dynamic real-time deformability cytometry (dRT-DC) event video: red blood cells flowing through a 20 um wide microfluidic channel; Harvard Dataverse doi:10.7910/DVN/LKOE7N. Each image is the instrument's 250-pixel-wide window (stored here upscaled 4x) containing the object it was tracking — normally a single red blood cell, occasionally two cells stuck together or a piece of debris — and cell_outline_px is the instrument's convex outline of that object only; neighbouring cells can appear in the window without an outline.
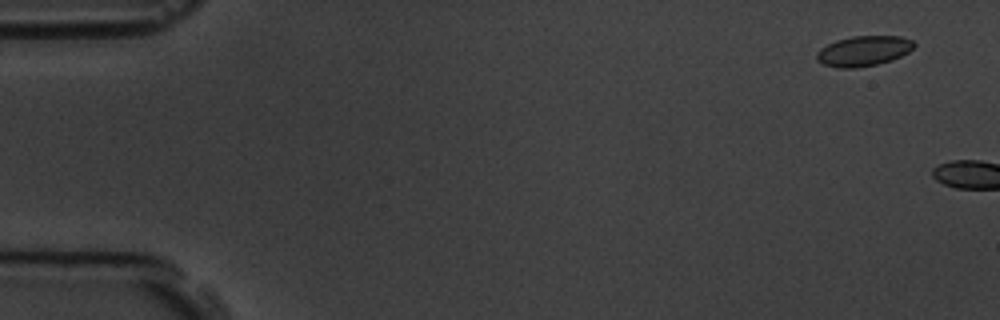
{"species": "common noctule bat (a hibernating species)", "species_latin": "Nyctalus noctula", "temperature_condition": "room temperature", "stored_images_in_passage": 2, "camera_frame_rate_fps": 3000, "um_per_image_px": 0.085, "animal": {"sex": "male", "body_mass_g": 19.5, "forearm_length_mm": 54.6}, "frame": {"image": 1, "passage_image": 1, "time_ms": 0.0, "image_size_px": [1000, 320], "cell_outline_px": [[916, 44], [908, 52], [892, 60], [876, 64], [856, 68], [840, 68], [824, 64], [816, 60], [816, 52], [820, 48], [836, 40], [852, 36], [900, 36], [912, 40]], "centroid_in_image_um": [73.38, 4.33], "position_along_channel_um": 11.6, "area_um2": 17.11}}